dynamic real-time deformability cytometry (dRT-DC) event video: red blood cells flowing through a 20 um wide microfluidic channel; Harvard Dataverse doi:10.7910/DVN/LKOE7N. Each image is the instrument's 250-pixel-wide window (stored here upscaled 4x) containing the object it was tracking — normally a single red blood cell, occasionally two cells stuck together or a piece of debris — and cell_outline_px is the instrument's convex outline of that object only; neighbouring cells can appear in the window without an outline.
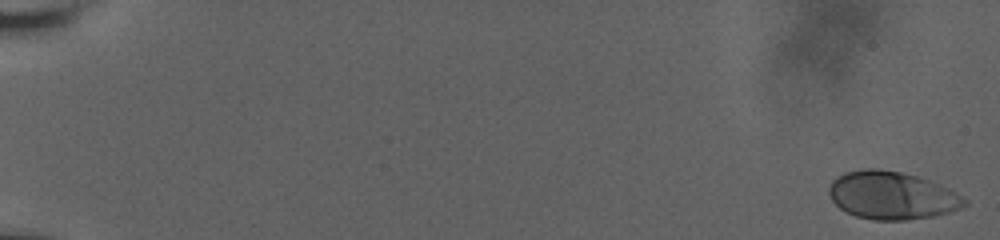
{"species": "human", "species_latin": "Homo sapiens", "temperature_condition": "room temperature", "stored_images_in_passage": 14, "camera_frame_rate_fps": 3000, "um_per_image_px": 0.085, "donor": {"sex": "male"}, "frame": {"image": 1, "passage_image": 1, "time_ms": 0.0, "image_size_px": [1000, 240], "cell_outline_px": [[968, 204], [960, 208], [948, 212], [932, 216], [904, 220], [872, 220], [856, 216], [840, 208], [832, 200], [828, 192], [828, 188], [832, 180], [836, 176], [844, 172], [864, 168], [876, 168], [900, 172], [916, 176], [928, 180], [948, 188], [968, 200]], "centroid_in_image_um": [75.77, 16.6], "position_along_channel_um": 9.2, "area_um2": 37.69}}